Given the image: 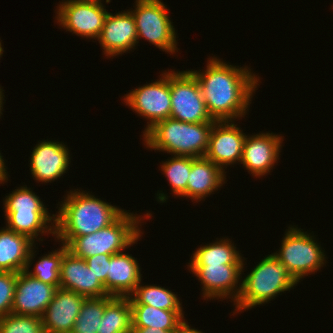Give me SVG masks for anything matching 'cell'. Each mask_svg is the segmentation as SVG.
I'll return each instance as SVG.
<instances>
[{"instance_id": "cell-8", "label": "cell", "mask_w": 333, "mask_h": 333, "mask_svg": "<svg viewBox=\"0 0 333 333\" xmlns=\"http://www.w3.org/2000/svg\"><path fill=\"white\" fill-rule=\"evenodd\" d=\"M135 3L131 13L136 23L138 43L143 37L169 54L177 52V36L166 5L161 0H136Z\"/></svg>"}, {"instance_id": "cell-33", "label": "cell", "mask_w": 333, "mask_h": 333, "mask_svg": "<svg viewBox=\"0 0 333 333\" xmlns=\"http://www.w3.org/2000/svg\"><path fill=\"white\" fill-rule=\"evenodd\" d=\"M173 333H203L200 330L191 328L184 320Z\"/></svg>"}, {"instance_id": "cell-6", "label": "cell", "mask_w": 333, "mask_h": 333, "mask_svg": "<svg viewBox=\"0 0 333 333\" xmlns=\"http://www.w3.org/2000/svg\"><path fill=\"white\" fill-rule=\"evenodd\" d=\"M3 201L6 228L34 242L39 234L55 236V215L50 216L41 199L27 185L15 189Z\"/></svg>"}, {"instance_id": "cell-20", "label": "cell", "mask_w": 333, "mask_h": 333, "mask_svg": "<svg viewBox=\"0 0 333 333\" xmlns=\"http://www.w3.org/2000/svg\"><path fill=\"white\" fill-rule=\"evenodd\" d=\"M34 244V241L25 235L18 234L6 227L1 228L0 271L19 273L29 269L31 261L35 258Z\"/></svg>"}, {"instance_id": "cell-16", "label": "cell", "mask_w": 333, "mask_h": 333, "mask_svg": "<svg viewBox=\"0 0 333 333\" xmlns=\"http://www.w3.org/2000/svg\"><path fill=\"white\" fill-rule=\"evenodd\" d=\"M97 40L108 57L121 55L134 49L133 47L138 43V37L131 11H121L115 15L108 12Z\"/></svg>"}, {"instance_id": "cell-31", "label": "cell", "mask_w": 333, "mask_h": 333, "mask_svg": "<svg viewBox=\"0 0 333 333\" xmlns=\"http://www.w3.org/2000/svg\"><path fill=\"white\" fill-rule=\"evenodd\" d=\"M17 273L0 271V317L11 314Z\"/></svg>"}, {"instance_id": "cell-12", "label": "cell", "mask_w": 333, "mask_h": 333, "mask_svg": "<svg viewBox=\"0 0 333 333\" xmlns=\"http://www.w3.org/2000/svg\"><path fill=\"white\" fill-rule=\"evenodd\" d=\"M243 265L245 264H189L188 270L201 281L204 300L231 298L235 303L241 292L239 279L241 272H244Z\"/></svg>"}, {"instance_id": "cell-29", "label": "cell", "mask_w": 333, "mask_h": 333, "mask_svg": "<svg viewBox=\"0 0 333 333\" xmlns=\"http://www.w3.org/2000/svg\"><path fill=\"white\" fill-rule=\"evenodd\" d=\"M67 250V246L62 243L60 249L52 251L43 257L41 256L32 272L29 271L30 269H25L26 273L44 283L59 288L61 260Z\"/></svg>"}, {"instance_id": "cell-15", "label": "cell", "mask_w": 333, "mask_h": 333, "mask_svg": "<svg viewBox=\"0 0 333 333\" xmlns=\"http://www.w3.org/2000/svg\"><path fill=\"white\" fill-rule=\"evenodd\" d=\"M283 139L269 132L246 135L240 163L256 178L267 175L278 162Z\"/></svg>"}, {"instance_id": "cell-22", "label": "cell", "mask_w": 333, "mask_h": 333, "mask_svg": "<svg viewBox=\"0 0 333 333\" xmlns=\"http://www.w3.org/2000/svg\"><path fill=\"white\" fill-rule=\"evenodd\" d=\"M226 172L206 157L192 159L185 197L196 202L208 197L225 182Z\"/></svg>"}, {"instance_id": "cell-9", "label": "cell", "mask_w": 333, "mask_h": 333, "mask_svg": "<svg viewBox=\"0 0 333 333\" xmlns=\"http://www.w3.org/2000/svg\"><path fill=\"white\" fill-rule=\"evenodd\" d=\"M170 95V118L187 123L215 122L207 111L199 83L190 71H170Z\"/></svg>"}, {"instance_id": "cell-10", "label": "cell", "mask_w": 333, "mask_h": 333, "mask_svg": "<svg viewBox=\"0 0 333 333\" xmlns=\"http://www.w3.org/2000/svg\"><path fill=\"white\" fill-rule=\"evenodd\" d=\"M123 101L132 111L149 120L143 132L145 134L157 122L170 118V72L164 71L157 81L131 90Z\"/></svg>"}, {"instance_id": "cell-4", "label": "cell", "mask_w": 333, "mask_h": 333, "mask_svg": "<svg viewBox=\"0 0 333 333\" xmlns=\"http://www.w3.org/2000/svg\"><path fill=\"white\" fill-rule=\"evenodd\" d=\"M124 211L113 223L92 234L55 237L75 256L86 259L97 254H116L133 246L141 237L143 217Z\"/></svg>"}, {"instance_id": "cell-1", "label": "cell", "mask_w": 333, "mask_h": 333, "mask_svg": "<svg viewBox=\"0 0 333 333\" xmlns=\"http://www.w3.org/2000/svg\"><path fill=\"white\" fill-rule=\"evenodd\" d=\"M207 62L203 72L189 71L199 83L211 118L215 121H234L244 117L259 77L247 66H232L215 57L209 58Z\"/></svg>"}, {"instance_id": "cell-11", "label": "cell", "mask_w": 333, "mask_h": 333, "mask_svg": "<svg viewBox=\"0 0 333 333\" xmlns=\"http://www.w3.org/2000/svg\"><path fill=\"white\" fill-rule=\"evenodd\" d=\"M101 0H66L57 6L59 26L77 36L99 38L108 12Z\"/></svg>"}, {"instance_id": "cell-34", "label": "cell", "mask_w": 333, "mask_h": 333, "mask_svg": "<svg viewBox=\"0 0 333 333\" xmlns=\"http://www.w3.org/2000/svg\"><path fill=\"white\" fill-rule=\"evenodd\" d=\"M131 333H172L170 331H166V330H161V329H157V328H150V327H146V328H132V332Z\"/></svg>"}, {"instance_id": "cell-26", "label": "cell", "mask_w": 333, "mask_h": 333, "mask_svg": "<svg viewBox=\"0 0 333 333\" xmlns=\"http://www.w3.org/2000/svg\"><path fill=\"white\" fill-rule=\"evenodd\" d=\"M133 296V297H132ZM175 293L161 286L138 285L129 296L130 304H147L164 310H183Z\"/></svg>"}, {"instance_id": "cell-19", "label": "cell", "mask_w": 333, "mask_h": 333, "mask_svg": "<svg viewBox=\"0 0 333 333\" xmlns=\"http://www.w3.org/2000/svg\"><path fill=\"white\" fill-rule=\"evenodd\" d=\"M85 298L74 291L57 288L41 317L45 333H71Z\"/></svg>"}, {"instance_id": "cell-3", "label": "cell", "mask_w": 333, "mask_h": 333, "mask_svg": "<svg viewBox=\"0 0 333 333\" xmlns=\"http://www.w3.org/2000/svg\"><path fill=\"white\" fill-rule=\"evenodd\" d=\"M214 122L187 123L172 118L157 122L143 134L145 146L172 156L205 157Z\"/></svg>"}, {"instance_id": "cell-32", "label": "cell", "mask_w": 333, "mask_h": 333, "mask_svg": "<svg viewBox=\"0 0 333 333\" xmlns=\"http://www.w3.org/2000/svg\"><path fill=\"white\" fill-rule=\"evenodd\" d=\"M111 254H97L86 258L89 269L95 274L97 279L104 285L107 292V275Z\"/></svg>"}, {"instance_id": "cell-30", "label": "cell", "mask_w": 333, "mask_h": 333, "mask_svg": "<svg viewBox=\"0 0 333 333\" xmlns=\"http://www.w3.org/2000/svg\"><path fill=\"white\" fill-rule=\"evenodd\" d=\"M0 333H45L41 317L8 314L0 317Z\"/></svg>"}, {"instance_id": "cell-2", "label": "cell", "mask_w": 333, "mask_h": 333, "mask_svg": "<svg viewBox=\"0 0 333 333\" xmlns=\"http://www.w3.org/2000/svg\"><path fill=\"white\" fill-rule=\"evenodd\" d=\"M55 214L56 237L92 234L113 223L125 210L89 192L70 190Z\"/></svg>"}, {"instance_id": "cell-36", "label": "cell", "mask_w": 333, "mask_h": 333, "mask_svg": "<svg viewBox=\"0 0 333 333\" xmlns=\"http://www.w3.org/2000/svg\"><path fill=\"white\" fill-rule=\"evenodd\" d=\"M3 94H4L3 90L0 86V116L2 114V109H3V100H4V98H3L4 95Z\"/></svg>"}, {"instance_id": "cell-28", "label": "cell", "mask_w": 333, "mask_h": 333, "mask_svg": "<svg viewBox=\"0 0 333 333\" xmlns=\"http://www.w3.org/2000/svg\"><path fill=\"white\" fill-rule=\"evenodd\" d=\"M104 310L105 296L85 298L71 333H97Z\"/></svg>"}, {"instance_id": "cell-23", "label": "cell", "mask_w": 333, "mask_h": 333, "mask_svg": "<svg viewBox=\"0 0 333 333\" xmlns=\"http://www.w3.org/2000/svg\"><path fill=\"white\" fill-rule=\"evenodd\" d=\"M132 328H159L174 332L185 320L183 310H164L147 304H130Z\"/></svg>"}, {"instance_id": "cell-24", "label": "cell", "mask_w": 333, "mask_h": 333, "mask_svg": "<svg viewBox=\"0 0 333 333\" xmlns=\"http://www.w3.org/2000/svg\"><path fill=\"white\" fill-rule=\"evenodd\" d=\"M97 333H131L132 310L129 297L105 296V310Z\"/></svg>"}, {"instance_id": "cell-25", "label": "cell", "mask_w": 333, "mask_h": 333, "mask_svg": "<svg viewBox=\"0 0 333 333\" xmlns=\"http://www.w3.org/2000/svg\"><path fill=\"white\" fill-rule=\"evenodd\" d=\"M228 238L200 246L188 264H243V257Z\"/></svg>"}, {"instance_id": "cell-17", "label": "cell", "mask_w": 333, "mask_h": 333, "mask_svg": "<svg viewBox=\"0 0 333 333\" xmlns=\"http://www.w3.org/2000/svg\"><path fill=\"white\" fill-rule=\"evenodd\" d=\"M62 143L43 140L36 144L30 157L31 174L36 182H53L67 172L70 153Z\"/></svg>"}, {"instance_id": "cell-5", "label": "cell", "mask_w": 333, "mask_h": 333, "mask_svg": "<svg viewBox=\"0 0 333 333\" xmlns=\"http://www.w3.org/2000/svg\"><path fill=\"white\" fill-rule=\"evenodd\" d=\"M298 284L286 267L273 255L265 256L241 281V292L234 303L236 314L274 299Z\"/></svg>"}, {"instance_id": "cell-18", "label": "cell", "mask_w": 333, "mask_h": 333, "mask_svg": "<svg viewBox=\"0 0 333 333\" xmlns=\"http://www.w3.org/2000/svg\"><path fill=\"white\" fill-rule=\"evenodd\" d=\"M60 288L74 291L86 298L110 296L89 269L86 260L75 256L69 250L61 260Z\"/></svg>"}, {"instance_id": "cell-14", "label": "cell", "mask_w": 333, "mask_h": 333, "mask_svg": "<svg viewBox=\"0 0 333 333\" xmlns=\"http://www.w3.org/2000/svg\"><path fill=\"white\" fill-rule=\"evenodd\" d=\"M56 290L55 286L30 276L26 271L17 273L11 313L42 317Z\"/></svg>"}, {"instance_id": "cell-7", "label": "cell", "mask_w": 333, "mask_h": 333, "mask_svg": "<svg viewBox=\"0 0 333 333\" xmlns=\"http://www.w3.org/2000/svg\"><path fill=\"white\" fill-rule=\"evenodd\" d=\"M278 253L273 255L286 267L289 274L298 283L304 276L317 272L326 263V257L314 240L303 229L288 227Z\"/></svg>"}, {"instance_id": "cell-21", "label": "cell", "mask_w": 333, "mask_h": 333, "mask_svg": "<svg viewBox=\"0 0 333 333\" xmlns=\"http://www.w3.org/2000/svg\"><path fill=\"white\" fill-rule=\"evenodd\" d=\"M141 271L136 258L119 252L111 255L107 275V293L115 297H129L141 284Z\"/></svg>"}, {"instance_id": "cell-37", "label": "cell", "mask_w": 333, "mask_h": 333, "mask_svg": "<svg viewBox=\"0 0 333 333\" xmlns=\"http://www.w3.org/2000/svg\"><path fill=\"white\" fill-rule=\"evenodd\" d=\"M3 52H4V50H3L1 42H0V57L2 56Z\"/></svg>"}, {"instance_id": "cell-13", "label": "cell", "mask_w": 333, "mask_h": 333, "mask_svg": "<svg viewBox=\"0 0 333 333\" xmlns=\"http://www.w3.org/2000/svg\"><path fill=\"white\" fill-rule=\"evenodd\" d=\"M245 139L246 134L233 121H215L205 157L225 170L226 166L241 162Z\"/></svg>"}, {"instance_id": "cell-27", "label": "cell", "mask_w": 333, "mask_h": 333, "mask_svg": "<svg viewBox=\"0 0 333 333\" xmlns=\"http://www.w3.org/2000/svg\"><path fill=\"white\" fill-rule=\"evenodd\" d=\"M193 158L190 156H173L160 165L162 173L165 174L170 183L173 194L178 197H185Z\"/></svg>"}, {"instance_id": "cell-35", "label": "cell", "mask_w": 333, "mask_h": 333, "mask_svg": "<svg viewBox=\"0 0 333 333\" xmlns=\"http://www.w3.org/2000/svg\"><path fill=\"white\" fill-rule=\"evenodd\" d=\"M4 163H5L4 158L0 153V184L1 183L4 184V182L6 183L8 180V172L6 170L7 167L5 166Z\"/></svg>"}]
</instances>
